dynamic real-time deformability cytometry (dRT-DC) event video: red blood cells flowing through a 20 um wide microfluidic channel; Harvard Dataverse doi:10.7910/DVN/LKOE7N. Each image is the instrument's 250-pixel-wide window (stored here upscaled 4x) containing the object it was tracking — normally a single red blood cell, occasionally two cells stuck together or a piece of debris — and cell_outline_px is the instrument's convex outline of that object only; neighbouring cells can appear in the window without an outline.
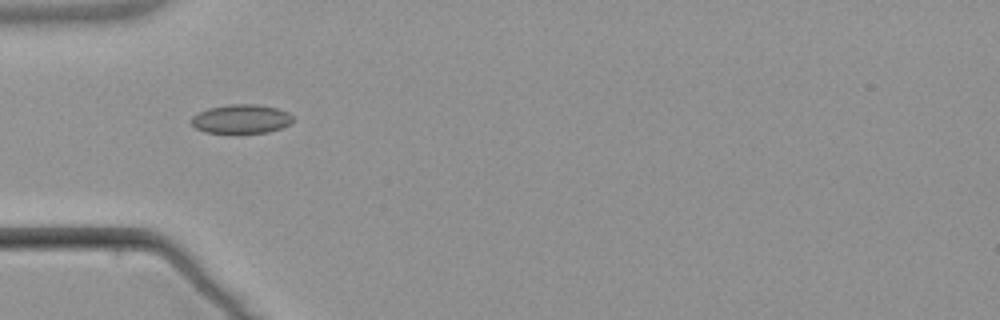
{"species": "common noctule bat (a hibernating species)", "species_latin": "Nyctalus noctula", "temperature_condition": "warm", "stored_images_in_passage": 8, "camera_frame_rate_fps": 3000, "um_per_image_px": 0.085, "animal": {"sex": "male", "body_mass_g": 21.5, "forearm_length_mm": 52.0}, "frame": {"image": 1, "passage_image": 6, "time_ms": 6.667, "image_size_px": [1000, 320], "cell_outline_px": [[292, 124], [268, 132], [204, 132], [196, 128], [192, 124], [192, 116], [196, 112], [208, 108], [228, 104], [256, 104], [276, 108], [288, 112], [292, 116]], "centroid_in_image_um": [20.49, 10.09], "position_along_channel_um": 64.5, "area_um2": 17.05}}
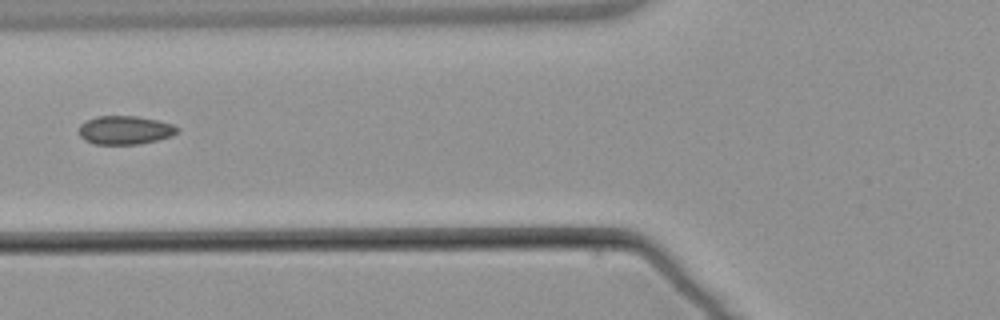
{"frame": {"image": 2, "passage_image": 7, "time_ms": 8.0, "image_size_px": [1000, 320], "cell_outline_px": [[180, 128], [172, 136], [140, 144], [92, 144], [84, 140], [80, 136], [80, 124], [96, 116], [136, 116], [156, 120], [172, 124]], "centroid_in_image_um": [10.61, 11.06], "position_along_channel_um": 115.2, "area_um2": 16.3}}